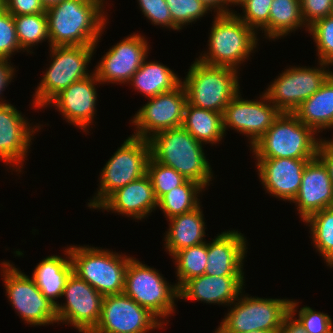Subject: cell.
Wrapping results in <instances>:
<instances>
[{"label": "cell", "mask_w": 333, "mask_h": 333, "mask_svg": "<svg viewBox=\"0 0 333 333\" xmlns=\"http://www.w3.org/2000/svg\"><path fill=\"white\" fill-rule=\"evenodd\" d=\"M278 333H308L298 319H294V315L289 311L282 322Z\"/></svg>", "instance_id": "cell-46"}, {"label": "cell", "mask_w": 333, "mask_h": 333, "mask_svg": "<svg viewBox=\"0 0 333 333\" xmlns=\"http://www.w3.org/2000/svg\"><path fill=\"white\" fill-rule=\"evenodd\" d=\"M147 175L151 180L157 200L187 180L172 167L157 162L152 156L147 163Z\"/></svg>", "instance_id": "cell-35"}, {"label": "cell", "mask_w": 333, "mask_h": 333, "mask_svg": "<svg viewBox=\"0 0 333 333\" xmlns=\"http://www.w3.org/2000/svg\"><path fill=\"white\" fill-rule=\"evenodd\" d=\"M182 127L200 143L215 144L224 135L223 114L186 103Z\"/></svg>", "instance_id": "cell-29"}, {"label": "cell", "mask_w": 333, "mask_h": 333, "mask_svg": "<svg viewBox=\"0 0 333 333\" xmlns=\"http://www.w3.org/2000/svg\"><path fill=\"white\" fill-rule=\"evenodd\" d=\"M7 59H1L0 58V95L4 91L5 87H7L8 84H10L11 80L13 79L14 75V69L11 61ZM0 105L6 103L0 96ZM3 100V101H2Z\"/></svg>", "instance_id": "cell-45"}, {"label": "cell", "mask_w": 333, "mask_h": 333, "mask_svg": "<svg viewBox=\"0 0 333 333\" xmlns=\"http://www.w3.org/2000/svg\"><path fill=\"white\" fill-rule=\"evenodd\" d=\"M273 0H244L239 5L244 15L234 14L255 32L262 30L269 22V12ZM259 28V29H258Z\"/></svg>", "instance_id": "cell-39"}, {"label": "cell", "mask_w": 333, "mask_h": 333, "mask_svg": "<svg viewBox=\"0 0 333 333\" xmlns=\"http://www.w3.org/2000/svg\"><path fill=\"white\" fill-rule=\"evenodd\" d=\"M214 18L208 40L209 51L201 54L198 60L208 65L237 70L257 48V32L234 13L216 14Z\"/></svg>", "instance_id": "cell-4"}, {"label": "cell", "mask_w": 333, "mask_h": 333, "mask_svg": "<svg viewBox=\"0 0 333 333\" xmlns=\"http://www.w3.org/2000/svg\"><path fill=\"white\" fill-rule=\"evenodd\" d=\"M331 16H333V3H332Z\"/></svg>", "instance_id": "cell-52"}, {"label": "cell", "mask_w": 333, "mask_h": 333, "mask_svg": "<svg viewBox=\"0 0 333 333\" xmlns=\"http://www.w3.org/2000/svg\"><path fill=\"white\" fill-rule=\"evenodd\" d=\"M308 31L316 43L318 62L333 65V16L317 20Z\"/></svg>", "instance_id": "cell-36"}, {"label": "cell", "mask_w": 333, "mask_h": 333, "mask_svg": "<svg viewBox=\"0 0 333 333\" xmlns=\"http://www.w3.org/2000/svg\"><path fill=\"white\" fill-rule=\"evenodd\" d=\"M148 99L133 117L131 123H134L137 129L132 136L149 140L158 132L182 127L187 103V94L182 83L171 91Z\"/></svg>", "instance_id": "cell-14"}, {"label": "cell", "mask_w": 333, "mask_h": 333, "mask_svg": "<svg viewBox=\"0 0 333 333\" xmlns=\"http://www.w3.org/2000/svg\"><path fill=\"white\" fill-rule=\"evenodd\" d=\"M97 83L101 84L93 71L90 76L72 83L57 94L48 105L54 104L71 125L88 132L96 114Z\"/></svg>", "instance_id": "cell-19"}, {"label": "cell", "mask_w": 333, "mask_h": 333, "mask_svg": "<svg viewBox=\"0 0 333 333\" xmlns=\"http://www.w3.org/2000/svg\"><path fill=\"white\" fill-rule=\"evenodd\" d=\"M158 200L149 176L130 182L113 192L97 209L117 212L141 220L157 209Z\"/></svg>", "instance_id": "cell-24"}, {"label": "cell", "mask_w": 333, "mask_h": 333, "mask_svg": "<svg viewBox=\"0 0 333 333\" xmlns=\"http://www.w3.org/2000/svg\"><path fill=\"white\" fill-rule=\"evenodd\" d=\"M138 2L142 13L152 24L179 31L173 24L172 16L165 0H138Z\"/></svg>", "instance_id": "cell-41"}, {"label": "cell", "mask_w": 333, "mask_h": 333, "mask_svg": "<svg viewBox=\"0 0 333 333\" xmlns=\"http://www.w3.org/2000/svg\"><path fill=\"white\" fill-rule=\"evenodd\" d=\"M199 205L194 210L169 219V228L165 235V247L173 256L181 249L196 246L206 241L205 222Z\"/></svg>", "instance_id": "cell-25"}, {"label": "cell", "mask_w": 333, "mask_h": 333, "mask_svg": "<svg viewBox=\"0 0 333 333\" xmlns=\"http://www.w3.org/2000/svg\"><path fill=\"white\" fill-rule=\"evenodd\" d=\"M310 160L312 159H257L259 179L266 192L291 203L299 191L305 165Z\"/></svg>", "instance_id": "cell-21"}, {"label": "cell", "mask_w": 333, "mask_h": 333, "mask_svg": "<svg viewBox=\"0 0 333 333\" xmlns=\"http://www.w3.org/2000/svg\"><path fill=\"white\" fill-rule=\"evenodd\" d=\"M104 3V0H63L47 8L49 46L97 44L107 24L102 13Z\"/></svg>", "instance_id": "cell-1"}, {"label": "cell", "mask_w": 333, "mask_h": 333, "mask_svg": "<svg viewBox=\"0 0 333 333\" xmlns=\"http://www.w3.org/2000/svg\"><path fill=\"white\" fill-rule=\"evenodd\" d=\"M165 2L171 13L173 24L179 30L210 11L200 0H165Z\"/></svg>", "instance_id": "cell-37"}, {"label": "cell", "mask_w": 333, "mask_h": 333, "mask_svg": "<svg viewBox=\"0 0 333 333\" xmlns=\"http://www.w3.org/2000/svg\"><path fill=\"white\" fill-rule=\"evenodd\" d=\"M162 321L125 293L107 295L97 326L90 333H147L162 328Z\"/></svg>", "instance_id": "cell-13"}, {"label": "cell", "mask_w": 333, "mask_h": 333, "mask_svg": "<svg viewBox=\"0 0 333 333\" xmlns=\"http://www.w3.org/2000/svg\"><path fill=\"white\" fill-rule=\"evenodd\" d=\"M1 264L6 296L23 321L33 326L58 323L56 304L42 294L33 278L9 261Z\"/></svg>", "instance_id": "cell-11"}, {"label": "cell", "mask_w": 333, "mask_h": 333, "mask_svg": "<svg viewBox=\"0 0 333 333\" xmlns=\"http://www.w3.org/2000/svg\"><path fill=\"white\" fill-rule=\"evenodd\" d=\"M21 114L7 102L0 105V160L13 168L17 167L16 172L23 169L22 163L27 157L32 137L40 129L39 126H30L28 119Z\"/></svg>", "instance_id": "cell-18"}, {"label": "cell", "mask_w": 333, "mask_h": 333, "mask_svg": "<svg viewBox=\"0 0 333 333\" xmlns=\"http://www.w3.org/2000/svg\"><path fill=\"white\" fill-rule=\"evenodd\" d=\"M150 157L149 140L129 136L103 167L99 190L88 207L97 209L113 192L146 175Z\"/></svg>", "instance_id": "cell-8"}, {"label": "cell", "mask_w": 333, "mask_h": 333, "mask_svg": "<svg viewBox=\"0 0 333 333\" xmlns=\"http://www.w3.org/2000/svg\"><path fill=\"white\" fill-rule=\"evenodd\" d=\"M241 295L230 305L215 333H248L254 330H280L289 312L288 299L248 297Z\"/></svg>", "instance_id": "cell-10"}, {"label": "cell", "mask_w": 333, "mask_h": 333, "mask_svg": "<svg viewBox=\"0 0 333 333\" xmlns=\"http://www.w3.org/2000/svg\"><path fill=\"white\" fill-rule=\"evenodd\" d=\"M149 46L144 36L134 33L112 46L94 70L101 83H128L148 58Z\"/></svg>", "instance_id": "cell-17"}, {"label": "cell", "mask_w": 333, "mask_h": 333, "mask_svg": "<svg viewBox=\"0 0 333 333\" xmlns=\"http://www.w3.org/2000/svg\"><path fill=\"white\" fill-rule=\"evenodd\" d=\"M96 45L50 46V57L53 61L36 88L33 106L39 109L47 107L48 103L69 85L90 76L87 66Z\"/></svg>", "instance_id": "cell-7"}, {"label": "cell", "mask_w": 333, "mask_h": 333, "mask_svg": "<svg viewBox=\"0 0 333 333\" xmlns=\"http://www.w3.org/2000/svg\"><path fill=\"white\" fill-rule=\"evenodd\" d=\"M5 10L13 16L46 12L40 0H5Z\"/></svg>", "instance_id": "cell-43"}, {"label": "cell", "mask_w": 333, "mask_h": 333, "mask_svg": "<svg viewBox=\"0 0 333 333\" xmlns=\"http://www.w3.org/2000/svg\"><path fill=\"white\" fill-rule=\"evenodd\" d=\"M204 187L196 181L186 180L158 200V206L167 219L190 212L200 205L198 194Z\"/></svg>", "instance_id": "cell-31"}, {"label": "cell", "mask_w": 333, "mask_h": 333, "mask_svg": "<svg viewBox=\"0 0 333 333\" xmlns=\"http://www.w3.org/2000/svg\"><path fill=\"white\" fill-rule=\"evenodd\" d=\"M293 114L317 133L333 128V71L321 88L301 103Z\"/></svg>", "instance_id": "cell-27"}, {"label": "cell", "mask_w": 333, "mask_h": 333, "mask_svg": "<svg viewBox=\"0 0 333 333\" xmlns=\"http://www.w3.org/2000/svg\"><path fill=\"white\" fill-rule=\"evenodd\" d=\"M124 293L159 320L175 313L174 301L178 299L176 285H169L158 270L134 257L129 260L126 269Z\"/></svg>", "instance_id": "cell-9"}, {"label": "cell", "mask_w": 333, "mask_h": 333, "mask_svg": "<svg viewBox=\"0 0 333 333\" xmlns=\"http://www.w3.org/2000/svg\"><path fill=\"white\" fill-rule=\"evenodd\" d=\"M306 26L301 14L300 0H273L269 12V22L262 29L267 38L277 39L288 35L299 27Z\"/></svg>", "instance_id": "cell-30"}, {"label": "cell", "mask_w": 333, "mask_h": 333, "mask_svg": "<svg viewBox=\"0 0 333 333\" xmlns=\"http://www.w3.org/2000/svg\"><path fill=\"white\" fill-rule=\"evenodd\" d=\"M73 273L103 297L124 293L125 273L132 258L102 248L69 246Z\"/></svg>", "instance_id": "cell-6"}, {"label": "cell", "mask_w": 333, "mask_h": 333, "mask_svg": "<svg viewBox=\"0 0 333 333\" xmlns=\"http://www.w3.org/2000/svg\"><path fill=\"white\" fill-rule=\"evenodd\" d=\"M298 303L290 300L289 311L295 315L298 312V320L308 333H329L333 329V322L329 315L314 311L309 306H304L297 311Z\"/></svg>", "instance_id": "cell-38"}, {"label": "cell", "mask_w": 333, "mask_h": 333, "mask_svg": "<svg viewBox=\"0 0 333 333\" xmlns=\"http://www.w3.org/2000/svg\"><path fill=\"white\" fill-rule=\"evenodd\" d=\"M45 9L60 3L63 0H40Z\"/></svg>", "instance_id": "cell-48"}, {"label": "cell", "mask_w": 333, "mask_h": 333, "mask_svg": "<svg viewBox=\"0 0 333 333\" xmlns=\"http://www.w3.org/2000/svg\"><path fill=\"white\" fill-rule=\"evenodd\" d=\"M172 258L176 263L179 289L186 281L205 274L207 266V243L187 247L176 252Z\"/></svg>", "instance_id": "cell-33"}, {"label": "cell", "mask_w": 333, "mask_h": 333, "mask_svg": "<svg viewBox=\"0 0 333 333\" xmlns=\"http://www.w3.org/2000/svg\"><path fill=\"white\" fill-rule=\"evenodd\" d=\"M62 296L67 302L56 304L58 323L65 322L81 333H90L99 321L103 296L75 273L69 276Z\"/></svg>", "instance_id": "cell-15"}, {"label": "cell", "mask_w": 333, "mask_h": 333, "mask_svg": "<svg viewBox=\"0 0 333 333\" xmlns=\"http://www.w3.org/2000/svg\"><path fill=\"white\" fill-rule=\"evenodd\" d=\"M315 134L293 113L282 112L250 149L256 159H314L321 140L315 138Z\"/></svg>", "instance_id": "cell-3"}, {"label": "cell", "mask_w": 333, "mask_h": 333, "mask_svg": "<svg viewBox=\"0 0 333 333\" xmlns=\"http://www.w3.org/2000/svg\"><path fill=\"white\" fill-rule=\"evenodd\" d=\"M236 230L221 232L207 243L206 275L244 276L243 260L246 257V241Z\"/></svg>", "instance_id": "cell-22"}, {"label": "cell", "mask_w": 333, "mask_h": 333, "mask_svg": "<svg viewBox=\"0 0 333 333\" xmlns=\"http://www.w3.org/2000/svg\"><path fill=\"white\" fill-rule=\"evenodd\" d=\"M292 202L302 221L317 211L333 207V184L326 166L318 157L305 165L299 191Z\"/></svg>", "instance_id": "cell-20"}, {"label": "cell", "mask_w": 333, "mask_h": 333, "mask_svg": "<svg viewBox=\"0 0 333 333\" xmlns=\"http://www.w3.org/2000/svg\"><path fill=\"white\" fill-rule=\"evenodd\" d=\"M238 74L234 68L212 66L195 60L182 81L187 103L223 114L225 107L239 92Z\"/></svg>", "instance_id": "cell-5"}, {"label": "cell", "mask_w": 333, "mask_h": 333, "mask_svg": "<svg viewBox=\"0 0 333 333\" xmlns=\"http://www.w3.org/2000/svg\"><path fill=\"white\" fill-rule=\"evenodd\" d=\"M151 156L159 163L172 167L188 180L204 188L212 181L213 172L206 159L203 144L183 127L156 133L149 139Z\"/></svg>", "instance_id": "cell-2"}, {"label": "cell", "mask_w": 333, "mask_h": 333, "mask_svg": "<svg viewBox=\"0 0 333 333\" xmlns=\"http://www.w3.org/2000/svg\"><path fill=\"white\" fill-rule=\"evenodd\" d=\"M5 10V0H0V13Z\"/></svg>", "instance_id": "cell-51"}, {"label": "cell", "mask_w": 333, "mask_h": 333, "mask_svg": "<svg viewBox=\"0 0 333 333\" xmlns=\"http://www.w3.org/2000/svg\"><path fill=\"white\" fill-rule=\"evenodd\" d=\"M279 330H254L248 333H278Z\"/></svg>", "instance_id": "cell-49"}, {"label": "cell", "mask_w": 333, "mask_h": 333, "mask_svg": "<svg viewBox=\"0 0 333 333\" xmlns=\"http://www.w3.org/2000/svg\"><path fill=\"white\" fill-rule=\"evenodd\" d=\"M244 0H227V2H228V6H230L229 4H233V6H237V5H239L240 3H242Z\"/></svg>", "instance_id": "cell-50"}, {"label": "cell", "mask_w": 333, "mask_h": 333, "mask_svg": "<svg viewBox=\"0 0 333 333\" xmlns=\"http://www.w3.org/2000/svg\"><path fill=\"white\" fill-rule=\"evenodd\" d=\"M244 281V276L203 274L186 281L178 289V298L230 306L243 292Z\"/></svg>", "instance_id": "cell-23"}, {"label": "cell", "mask_w": 333, "mask_h": 333, "mask_svg": "<svg viewBox=\"0 0 333 333\" xmlns=\"http://www.w3.org/2000/svg\"><path fill=\"white\" fill-rule=\"evenodd\" d=\"M320 67H290L268 85L265 94L281 111L293 113L305 100L311 97L329 78V63L319 62ZM326 66V67H325ZM326 69V70H325Z\"/></svg>", "instance_id": "cell-12"}, {"label": "cell", "mask_w": 333, "mask_h": 333, "mask_svg": "<svg viewBox=\"0 0 333 333\" xmlns=\"http://www.w3.org/2000/svg\"><path fill=\"white\" fill-rule=\"evenodd\" d=\"M333 0H300L301 14L307 27L331 15Z\"/></svg>", "instance_id": "cell-42"}, {"label": "cell", "mask_w": 333, "mask_h": 333, "mask_svg": "<svg viewBox=\"0 0 333 333\" xmlns=\"http://www.w3.org/2000/svg\"><path fill=\"white\" fill-rule=\"evenodd\" d=\"M203 2L212 12L211 9H215L217 12L216 14H232L234 13L233 10H229L227 7L228 2L227 0H200ZM228 8V9H227Z\"/></svg>", "instance_id": "cell-47"}, {"label": "cell", "mask_w": 333, "mask_h": 333, "mask_svg": "<svg viewBox=\"0 0 333 333\" xmlns=\"http://www.w3.org/2000/svg\"><path fill=\"white\" fill-rule=\"evenodd\" d=\"M259 101L244 100L240 91L231 99L223 113L224 132L228 127L247 135L252 147L282 113L266 96ZM241 97V98H240Z\"/></svg>", "instance_id": "cell-16"}, {"label": "cell", "mask_w": 333, "mask_h": 333, "mask_svg": "<svg viewBox=\"0 0 333 333\" xmlns=\"http://www.w3.org/2000/svg\"><path fill=\"white\" fill-rule=\"evenodd\" d=\"M16 35L21 50L28 53L33 45L48 40V20L46 13L14 16Z\"/></svg>", "instance_id": "cell-34"}, {"label": "cell", "mask_w": 333, "mask_h": 333, "mask_svg": "<svg viewBox=\"0 0 333 333\" xmlns=\"http://www.w3.org/2000/svg\"><path fill=\"white\" fill-rule=\"evenodd\" d=\"M62 258L57 255H51L44 258L35 267L32 278L42 294L57 304L58 298L62 297L63 290L69 276L73 273V264L69 249L66 248Z\"/></svg>", "instance_id": "cell-26"}, {"label": "cell", "mask_w": 333, "mask_h": 333, "mask_svg": "<svg viewBox=\"0 0 333 333\" xmlns=\"http://www.w3.org/2000/svg\"><path fill=\"white\" fill-rule=\"evenodd\" d=\"M145 61L128 82L135 90L146 97H155L178 87L182 80L169 67L155 62Z\"/></svg>", "instance_id": "cell-28"}, {"label": "cell", "mask_w": 333, "mask_h": 333, "mask_svg": "<svg viewBox=\"0 0 333 333\" xmlns=\"http://www.w3.org/2000/svg\"><path fill=\"white\" fill-rule=\"evenodd\" d=\"M303 222L309 224L314 247L327 266L333 267V207L317 211Z\"/></svg>", "instance_id": "cell-32"}, {"label": "cell", "mask_w": 333, "mask_h": 333, "mask_svg": "<svg viewBox=\"0 0 333 333\" xmlns=\"http://www.w3.org/2000/svg\"><path fill=\"white\" fill-rule=\"evenodd\" d=\"M317 157L324 163L333 184V139L324 140L321 138L318 147Z\"/></svg>", "instance_id": "cell-44"}, {"label": "cell", "mask_w": 333, "mask_h": 333, "mask_svg": "<svg viewBox=\"0 0 333 333\" xmlns=\"http://www.w3.org/2000/svg\"><path fill=\"white\" fill-rule=\"evenodd\" d=\"M21 51L16 35L14 16L4 10L0 13V58L9 60L14 52Z\"/></svg>", "instance_id": "cell-40"}]
</instances>
